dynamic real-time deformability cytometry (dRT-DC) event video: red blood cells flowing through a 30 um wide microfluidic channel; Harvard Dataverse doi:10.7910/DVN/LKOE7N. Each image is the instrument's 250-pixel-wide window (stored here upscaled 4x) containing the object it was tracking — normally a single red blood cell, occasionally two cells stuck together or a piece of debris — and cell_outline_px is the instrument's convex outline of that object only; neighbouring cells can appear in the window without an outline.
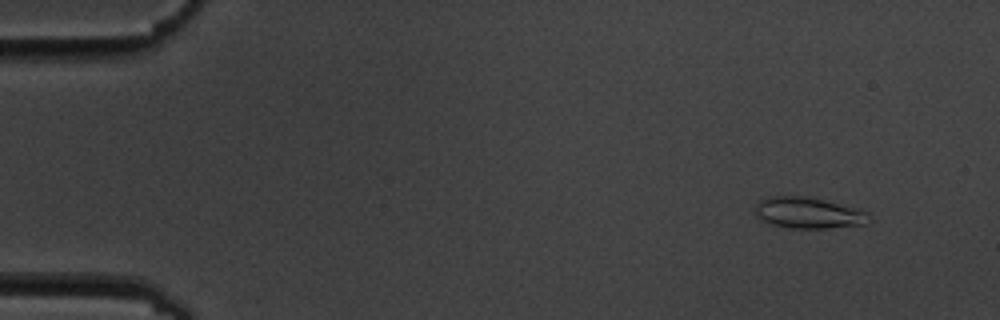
{"species": "common noctule bat (a hibernating species)", "species_latin": "Nyctalus noctula", "temperature_condition": "cold", "stored_images_in_passage": 5, "camera_frame_rate_fps": 3000, "um_per_image_px": 0.085, "animal": {"sex": "male", "body_mass_g": 19.5, "forearm_length_mm": 54.6}, "frame": {"image": 1, "passage_image": 1, "time_ms": 0.0, "image_size_px": [1000, 320], "cell_outline_px": [[872, 220], [868, 224], [824, 228], [792, 228], [772, 224], [760, 220], [756, 216], [756, 204], [760, 200], [768, 196], [804, 196], [824, 200], [860, 208], [868, 212]], "centroid_in_image_um": [68.76, 18.09], "position_along_channel_um": 16.2, "area_um2": 20.87}}
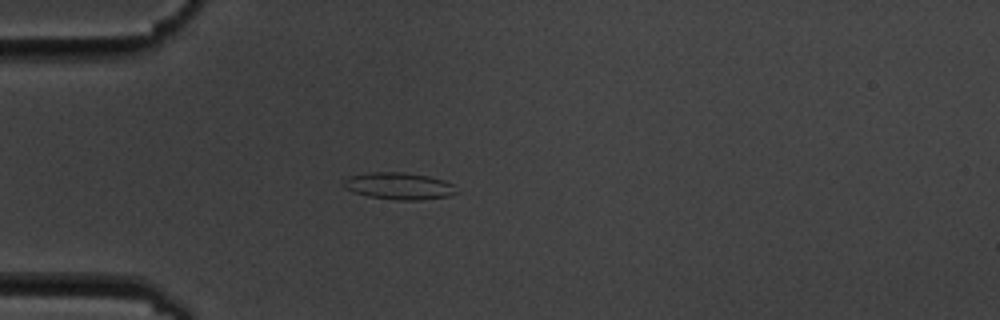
{"frame": {"image": 2, "passage_image": 4, "time_ms": 3.667, "image_size_px": [1000, 320], "cell_outline_px": [[456, 192], [448, 196], [420, 200], [396, 200], [368, 196], [352, 192], [344, 188], [340, 184], [348, 176], [372, 172], [404, 172], [428, 176], [444, 180], [452, 184]], "centroid_in_image_um": [33.84, 15.81], "position_along_channel_um": 51.2, "area_um2": 17.74}}